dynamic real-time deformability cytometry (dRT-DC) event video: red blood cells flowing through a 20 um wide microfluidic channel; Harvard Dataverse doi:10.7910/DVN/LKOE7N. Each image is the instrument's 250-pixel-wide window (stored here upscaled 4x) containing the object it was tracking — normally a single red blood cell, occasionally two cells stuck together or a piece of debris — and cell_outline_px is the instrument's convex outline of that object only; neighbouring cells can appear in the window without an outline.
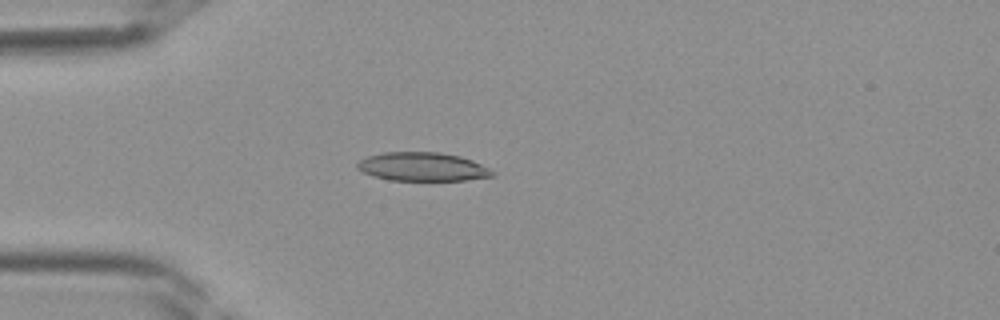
{"species": "Egyptian fruit bat (a non-hibernating species)", "species_latin": "Rousettus aegyptiacus", "temperature_condition": "room temperature", "stored_images_in_passage": 34, "camera_frame_rate_fps": 3000, "um_per_image_px": 0.085, "frame": {"image": 1, "passage_image": 6, "time_ms": 1.667, "image_size_px": [1000, 320], "cell_outline_px": [[496, 176], [464, 180], [388, 180], [372, 176], [356, 168], [356, 164], [360, 160], [368, 156], [384, 152], [440, 152], [460, 156], [472, 160], [496, 172]], "centroid_in_image_um": [35.92, 14.17], "position_along_channel_um": 49.1, "area_um2": 22.6}}
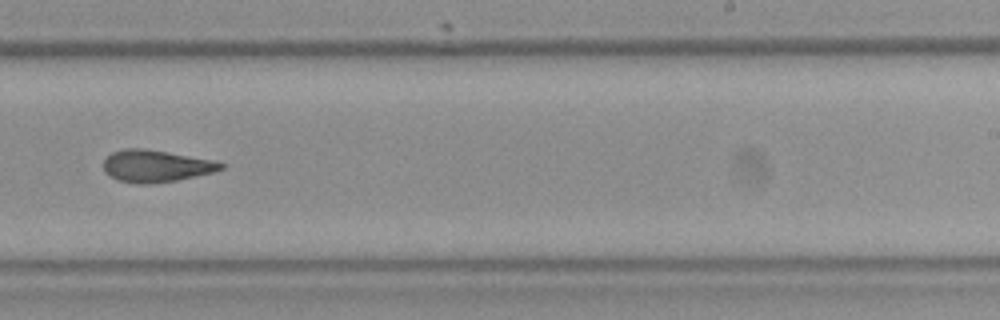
{"frame": {"image": 2, "passage_image": 20, "time_ms": 6.333, "image_size_px": [1000, 320], "cell_outline_px": [[224, 168], [212, 172], [176, 180], [148, 184], [136, 184], [116, 180], [108, 176], [104, 172], [104, 160], [112, 152], [124, 148], [144, 148], [216, 160], [224, 164]], "centroid_in_image_um": [13.22, 14.11], "position_along_channel_um": 275.8, "area_um2": 22.02}}
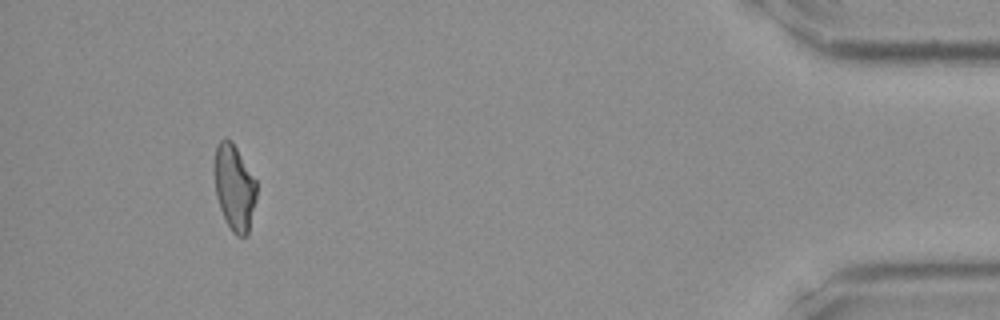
{"frame": {"image": 3, "passage_image": 32, "time_ms": 10.333, "image_size_px": [1000, 320], "cell_outline_px": [[256, 196], [248, 236], [236, 236], [232, 232], [220, 208], [216, 196], [216, 144], [224, 136], [232, 140], [256, 180]], "centroid_in_image_um": [19.94, 15.93], "position_along_channel_um": 415.3, "area_um2": 20.81}}